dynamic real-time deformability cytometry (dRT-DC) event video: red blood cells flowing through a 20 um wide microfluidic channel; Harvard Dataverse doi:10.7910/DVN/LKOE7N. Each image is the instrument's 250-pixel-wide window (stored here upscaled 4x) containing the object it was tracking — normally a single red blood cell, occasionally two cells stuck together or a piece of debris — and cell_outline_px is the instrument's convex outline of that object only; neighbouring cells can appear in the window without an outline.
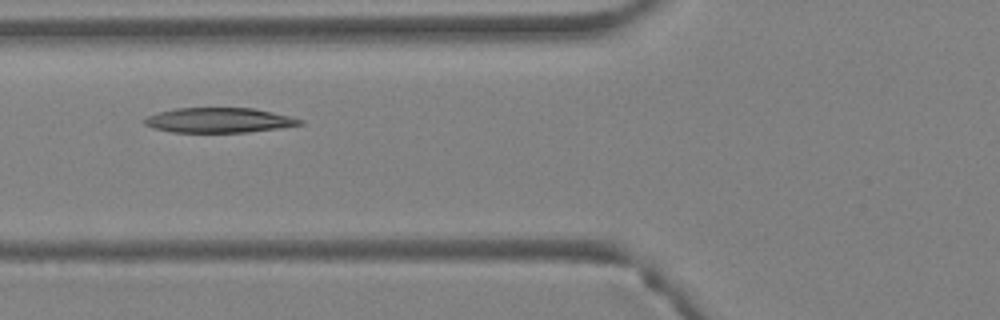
{"species": "Egyptian fruit bat (a non-hibernating species)", "species_latin": "Rousettus aegyptiacus", "temperature_condition": "warm", "stored_images_in_passage": 29, "camera_frame_rate_fps": 3000, "um_per_image_px": 0.085, "animal": {"sex": "female"}, "frame": {"image": 1, "passage_image": 4, "time_ms": 1.0, "image_size_px": [1000, 320], "cell_outline_px": [[304, 124], [280, 128], [248, 132], [172, 132], [156, 128], [144, 124], [140, 120], [148, 116], [160, 112], [176, 108], [252, 108], [272, 112], [304, 120]], "centroid_in_image_um": [18.62, 10.22], "position_along_channel_um": 107.2, "area_um2": 22.43}}
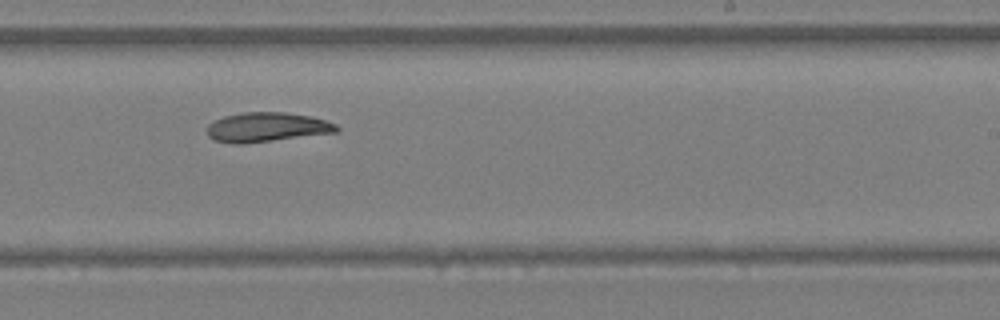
{"frame": {"image": 2, "passage_image": 14, "time_ms": 4.333, "image_size_px": [1000, 320], "cell_outline_px": [[340, 128], [336, 132], [240, 144], [232, 144], [216, 140], [208, 136], [208, 124], [224, 116], [244, 112], [284, 112], [312, 116], [336, 124]], "centroid_in_image_um": [22.67, 10.8], "position_along_channel_um": 266.3, "area_um2": 21.96}}
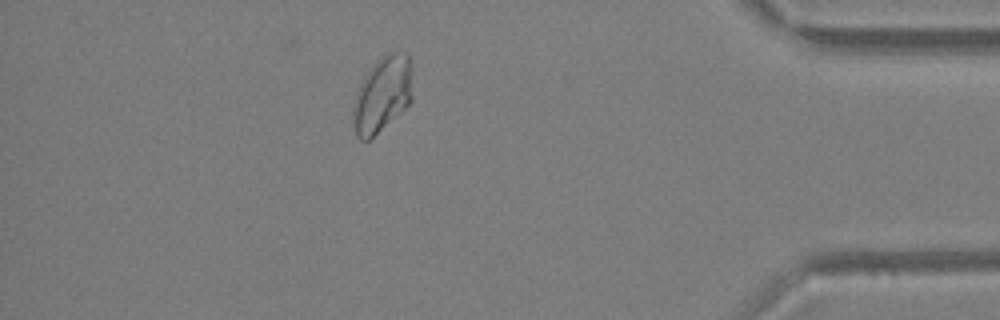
{"frame": {"image": 3, "passage_image": 25, "time_ms": 8.0, "image_size_px": [1000, 320], "cell_outline_px": [[412, 100], [400, 112], [368, 140], [360, 140], [356, 136], [352, 124], [352, 108], [360, 84], [364, 76], [388, 52], [392, 52], [408, 56], [412, 96]], "centroid_in_image_um": [32.45, 8.09], "position_along_channel_um": 402.8, "area_um2": 25.26}, "authors_computed_cell_mechanics": {"area_um2": 22.6576, "velocity_mm_per_s": 4.78, "shape_relaxation_time_tau1_ms": 6.8484, "shape_relaxation_time_tau2_ms": 6.4169, "deformation_change_tau1": 0.2194, "deformation_change_tau2": 0.1411}}